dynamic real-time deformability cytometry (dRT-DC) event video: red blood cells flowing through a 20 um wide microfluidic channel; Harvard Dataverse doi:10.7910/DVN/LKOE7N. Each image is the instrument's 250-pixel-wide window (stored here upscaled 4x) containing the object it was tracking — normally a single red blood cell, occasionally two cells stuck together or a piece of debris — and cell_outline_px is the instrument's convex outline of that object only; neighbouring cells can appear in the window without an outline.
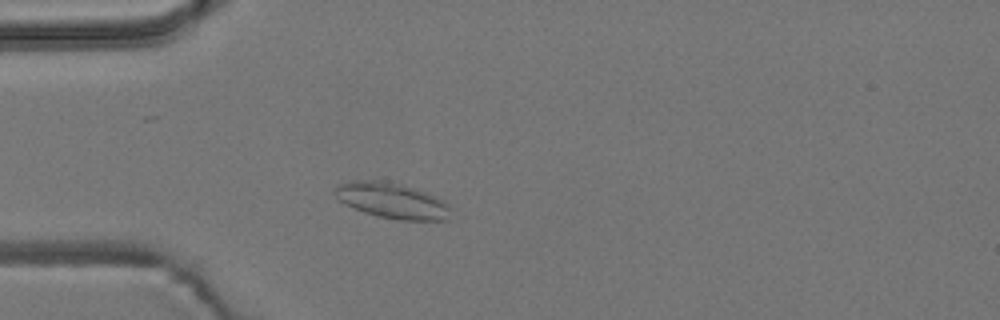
{"species": "common noctule bat (a hibernating species)", "species_latin": "Nyctalus noctula", "temperature_condition": "room temperature", "stored_images_in_passage": 2, "camera_frame_rate_fps": 3000, "um_per_image_px": 0.085, "animal": {"sex": "male", "body_mass_g": 19.2, "forearm_length_mm": 51.8}, "frame": {"image": 1, "passage_image": 1, "time_ms": 0.0, "image_size_px": [1000, 320], "cell_outline_px": [[452, 208], [448, 220], [400, 220], [376, 216], [364, 212], [344, 204], [332, 192], [332, 188], [336, 184], [356, 180], [392, 180], [424, 192], [444, 200]], "centroid_in_image_um": [33.3, 17.04], "position_along_channel_um": 51.7, "area_um2": 24.45}}